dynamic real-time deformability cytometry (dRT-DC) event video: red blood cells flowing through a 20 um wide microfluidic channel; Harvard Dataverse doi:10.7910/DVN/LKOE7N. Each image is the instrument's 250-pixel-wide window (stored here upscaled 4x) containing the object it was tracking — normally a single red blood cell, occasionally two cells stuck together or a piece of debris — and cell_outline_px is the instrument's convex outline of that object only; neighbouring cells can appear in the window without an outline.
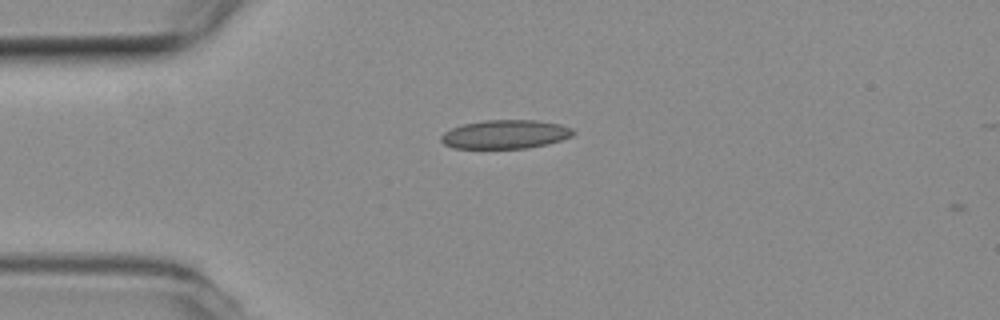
{"species": "common noctule bat (a hibernating species)", "species_latin": "Nyctalus noctula", "temperature_condition": "room temperature", "stored_images_in_passage": 2, "camera_frame_rate_fps": 3000, "um_per_image_px": 0.085, "animal": {"sex": "female", "body_mass_g": 19.3, "forearm_length_mm": 54.1}, "frame": {"image": 1, "passage_image": 1, "time_ms": 0.0, "image_size_px": [1000, 320], "cell_outline_px": [[576, 132], [572, 136], [548, 144], [528, 148], [452, 148], [444, 144], [440, 140], [440, 136], [444, 132], [452, 128], [464, 124], [484, 120], [536, 120], [560, 124], [572, 128]], "centroid_in_image_um": [42.95, 11.42], "position_along_channel_um": 42.0, "area_um2": 22.2}}